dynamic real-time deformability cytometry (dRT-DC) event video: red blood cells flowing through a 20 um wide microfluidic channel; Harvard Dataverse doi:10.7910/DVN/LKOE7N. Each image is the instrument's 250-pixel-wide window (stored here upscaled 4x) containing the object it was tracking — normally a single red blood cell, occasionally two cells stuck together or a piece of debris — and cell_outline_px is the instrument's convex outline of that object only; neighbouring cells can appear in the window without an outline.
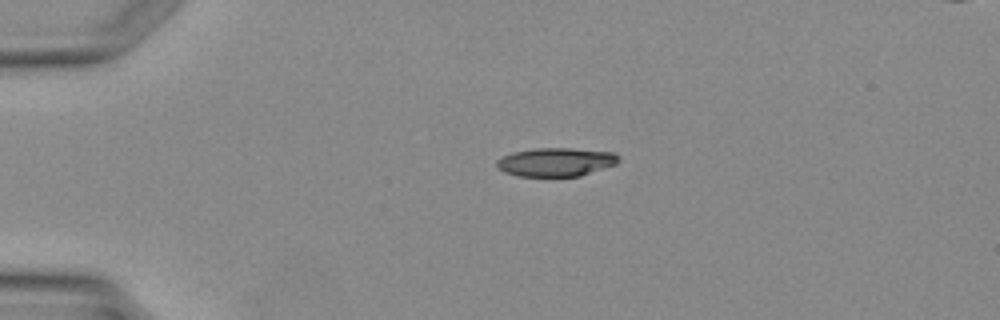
{"species": "Egyptian fruit bat (a non-hibernating species)", "species_latin": "Rousettus aegyptiacus", "temperature_condition": "warm", "stored_images_in_passage": 2, "camera_frame_rate_fps": 3000, "um_per_image_px": 0.085, "animal": {"sex": "female"}, "frame": {"image": 1, "passage_image": 2, "time_ms": 1.333, "image_size_px": [1000, 320], "cell_outline_px": [[620, 160], [616, 164], [580, 176], [516, 176], [504, 172], [496, 168], [496, 160], [512, 152], [532, 148], [572, 148], [612, 152], [620, 156]], "centroid_in_image_um": [47.23, 13.77], "position_along_channel_um": 37.8, "area_um2": 20.46}}